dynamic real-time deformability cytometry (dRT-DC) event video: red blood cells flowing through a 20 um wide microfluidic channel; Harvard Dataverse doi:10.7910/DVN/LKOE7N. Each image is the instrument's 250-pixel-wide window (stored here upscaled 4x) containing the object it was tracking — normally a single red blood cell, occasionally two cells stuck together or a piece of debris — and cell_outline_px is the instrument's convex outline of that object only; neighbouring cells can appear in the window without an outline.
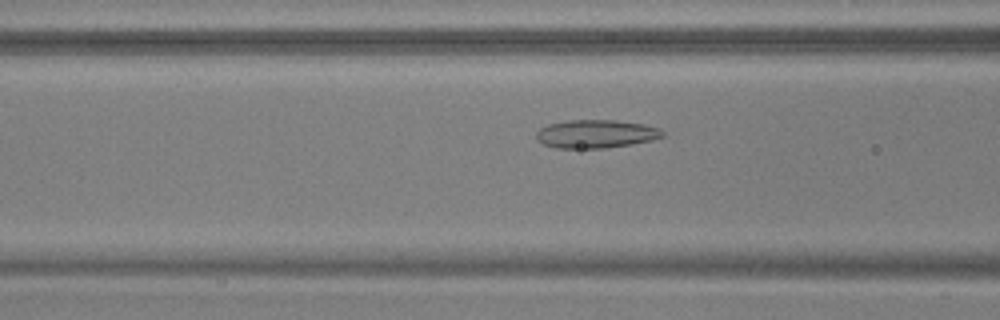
{"species": "common noctule bat (a hibernating species)", "species_latin": "Nyctalus noctula", "temperature_condition": "warm", "stored_images_in_passage": 53, "segment_of_instrument_passage": [1, 2], "camera_frame_rate_fps": 3000, "um_per_image_px": 0.085, "animal": {"sex": "male", "body_mass_g": 17.9, "forearm_length_mm": 54.2}, "frame": {"image": 1, "passage_image": 20, "time_ms": 6.333, "image_size_px": [1000, 320], "cell_outline_px": [[664, 136], [652, 140], [632, 144], [604, 148], [556, 148], [544, 144], [536, 140], [536, 132], [540, 128], [548, 124], [568, 120], [616, 120], [644, 124], [660, 128], [664, 132]], "centroid_in_image_um": [50.65, 11.38], "position_along_channel_um": 115.9, "area_um2": 20.92}}
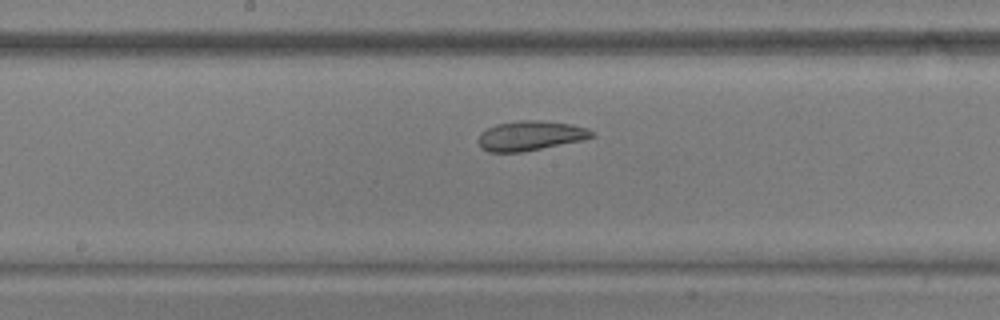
{"frame": {"image": 2, "passage_image": 27, "time_ms": 8.667, "image_size_px": [1000, 320], "cell_outline_px": [[596, 136], [584, 140], [520, 152], [488, 152], [480, 148], [476, 140], [480, 132], [496, 124], [520, 120], [540, 120], [572, 124], [588, 128]], "centroid_in_image_um": [45.05, 11.53], "position_along_channel_um": 203.1, "area_um2": 19.83}}
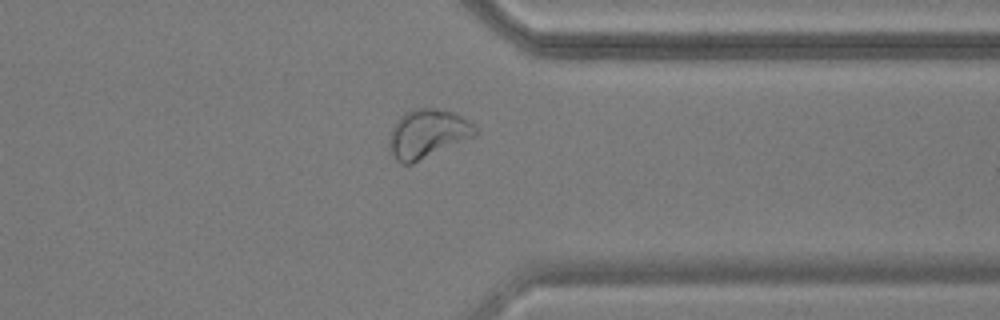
{"frame": {"image": 3, "passage_image": 41, "time_ms": 13.333, "image_size_px": [1000, 320], "cell_outline_px": [[480, 132], [476, 136], [412, 164], [400, 164], [396, 160], [388, 148], [388, 136], [396, 120], [404, 112], [412, 108], [436, 108], [452, 112], [468, 120]], "centroid_in_image_um": [36.31, 11.37], "position_along_channel_um": 375.1, "area_um2": 24.8}}